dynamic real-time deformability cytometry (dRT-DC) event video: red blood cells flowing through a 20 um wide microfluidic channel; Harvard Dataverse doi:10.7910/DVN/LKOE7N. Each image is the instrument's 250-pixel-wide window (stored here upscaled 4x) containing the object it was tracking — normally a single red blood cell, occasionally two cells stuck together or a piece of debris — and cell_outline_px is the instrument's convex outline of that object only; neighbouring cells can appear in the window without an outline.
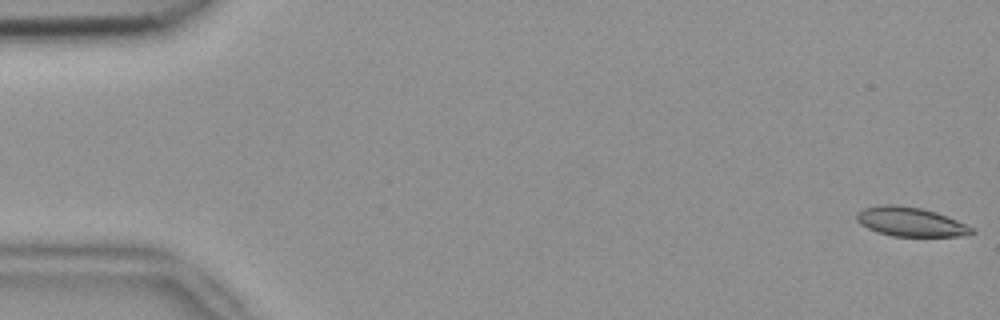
{"species": "common noctule bat (a hibernating species)", "species_latin": "Nyctalus noctula", "temperature_condition": "room temperature", "stored_images_in_passage": 53, "camera_frame_rate_fps": 3000, "um_per_image_px": 0.085, "animal": {"sex": "female", "body_mass_g": 18.4}, "frame": {"image": 1, "passage_image": 1, "time_ms": 0.0, "image_size_px": [1000, 320], "cell_outline_px": [[976, 232], [960, 236], [892, 236], [868, 228], [860, 224], [856, 220], [856, 212], [864, 208], [880, 204], [896, 204], [920, 208], [936, 212], [956, 220], [972, 228]], "centroid_in_image_um": [77.34, 18.84], "position_along_channel_um": 7.7, "area_um2": 19.42}}
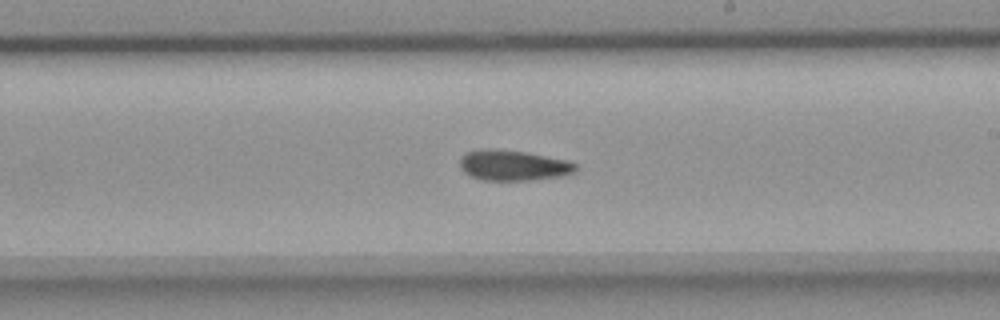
{"frame": {"image": 2, "passage_image": 31, "time_ms": 10.0, "image_size_px": [1000, 320], "cell_outline_px": [[576, 168], [572, 172], [560, 176], [532, 180], [484, 180], [472, 176], [464, 172], [460, 168], [460, 160], [468, 152], [484, 148], [496, 148], [524, 152], [568, 160], [576, 164]], "centroid_in_image_um": [43.61, 14.05], "position_along_channel_um": 245.4, "area_um2": 20.35}}
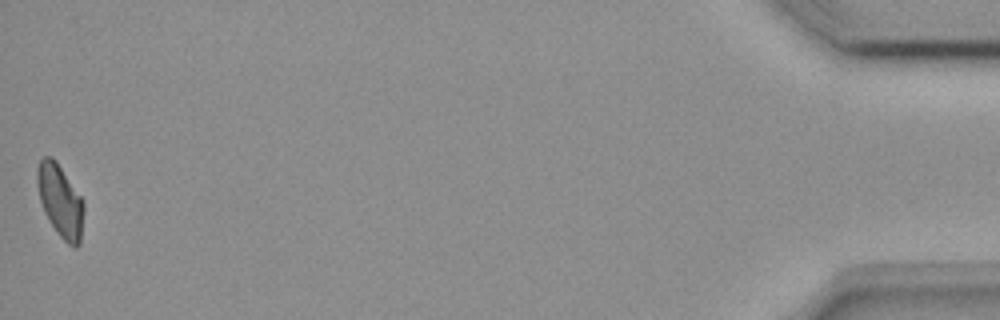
{"frame": {"image": 3, "passage_image": 53, "time_ms": 17.333, "image_size_px": [1000, 320], "cell_outline_px": [[84, 208], [80, 244], [76, 248], [72, 248], [60, 236], [44, 212], [40, 200], [36, 180], [36, 168], [40, 160], [44, 156], [52, 156], [56, 160], [84, 200]], "centroid_in_image_um": [5.13, 17.05], "position_along_channel_um": 430.1, "area_um2": 19.83}, "authors_computed_cell_mechanics": {"area_um2": 20.3456, "velocity_mm_per_s": 3.8289, "shape_relaxation_time_tau1_ms": 9.4702, "shape_relaxation_time_tau2_ms": 4.2019, "deformation_change_tau1": 0.1735, "deformation_change_tau2": 0.0882}}